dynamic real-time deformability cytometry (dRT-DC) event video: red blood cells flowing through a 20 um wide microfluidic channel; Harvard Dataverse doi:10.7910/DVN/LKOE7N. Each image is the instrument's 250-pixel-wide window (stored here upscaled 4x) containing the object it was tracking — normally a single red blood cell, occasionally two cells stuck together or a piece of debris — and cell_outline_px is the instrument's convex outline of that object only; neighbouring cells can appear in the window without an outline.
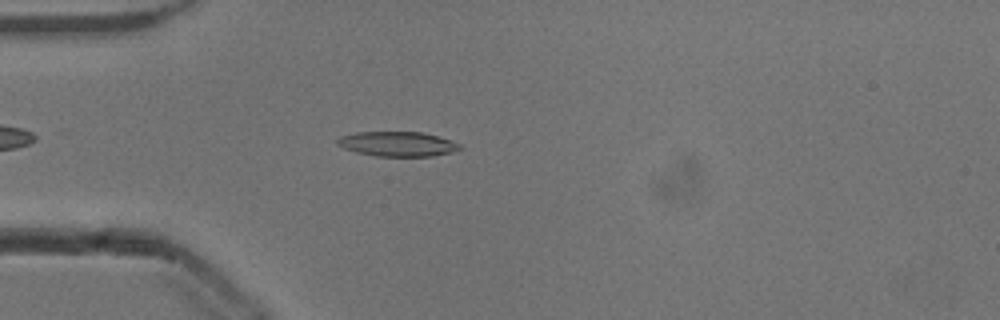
{"species": "common noctule bat (a hibernating species)", "species_latin": "Nyctalus noctula", "temperature_condition": "cold", "stored_images_in_passage": 21, "camera_frame_rate_fps": 3000, "um_per_image_px": 0.085, "animal": {"sex": "male", "body_mass_g": 13.3}, "frame": {"image": 1, "passage_image": 7, "time_ms": 2.0, "image_size_px": [1000, 320], "cell_outline_px": [[464, 148], [452, 152], [432, 156], [376, 156], [356, 152], [344, 148], [336, 144], [336, 140], [340, 136], [356, 132], [420, 132], [436, 136], [460, 144]], "centroid_in_image_um": [33.76, 12.24], "position_along_channel_um": 51.2, "area_um2": 17.57}}
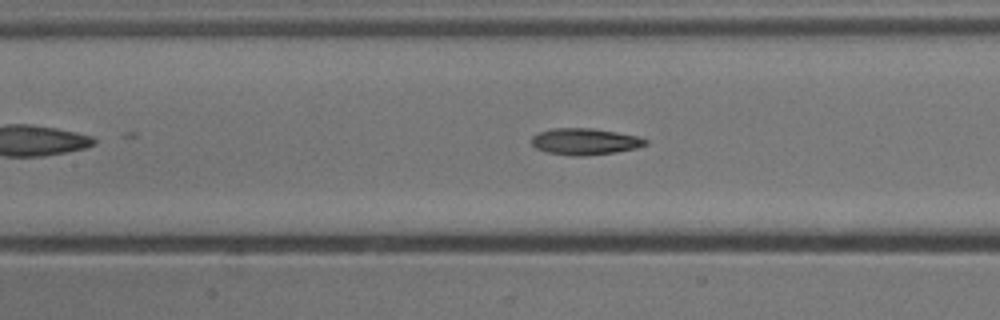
{"frame": {"image": 2, "passage_image": 16, "time_ms": 5.0, "image_size_px": [1000, 320], "cell_outline_px": [[648, 144], [636, 148], [616, 152], [580, 156], [572, 156], [548, 152], [536, 148], [532, 144], [532, 136], [540, 132], [552, 128], [592, 128], [616, 132], [636, 136], [648, 140]], "centroid_in_image_um": [49.72, 12.03], "position_along_channel_um": 157.7, "area_um2": 17.46}}
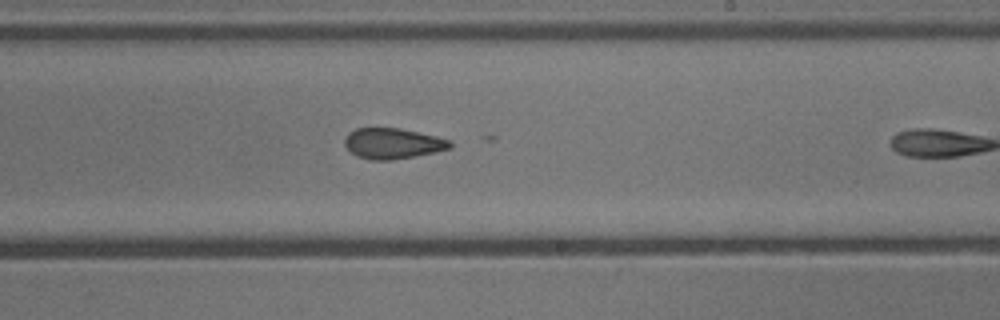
{"frame": {"image": 3, "passage_image": 20, "time_ms": 6.333, "image_size_px": [1000, 320], "cell_outline_px": [[452, 148], [436, 152], [416, 156], [392, 160], [368, 160], [356, 156], [344, 144], [344, 140], [348, 132], [356, 128], [400, 128], [436, 136], [448, 140], [452, 144]], "centroid_in_image_um": [33.37, 12.2], "position_along_channel_um": 255.6, "area_um2": 18.9}}